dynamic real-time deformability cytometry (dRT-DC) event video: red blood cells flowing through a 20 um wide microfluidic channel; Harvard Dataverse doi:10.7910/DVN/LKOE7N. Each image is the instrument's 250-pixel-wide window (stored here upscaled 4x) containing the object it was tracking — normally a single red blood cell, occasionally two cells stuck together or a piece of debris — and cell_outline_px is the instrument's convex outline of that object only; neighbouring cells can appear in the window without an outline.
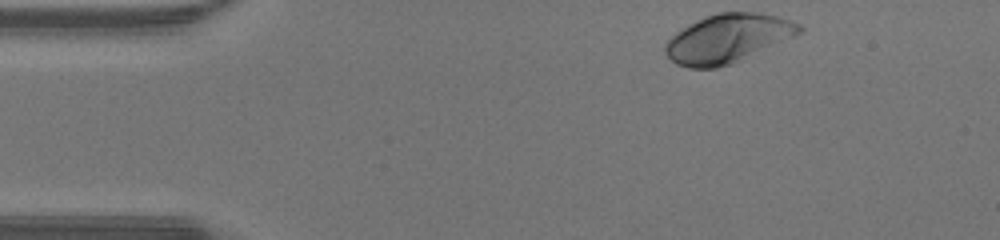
{"species": "human", "species_latin": "Homo sapiens", "temperature_condition": "warm", "stored_images_in_passage": 36, "camera_frame_rate_fps": 3000, "um_per_image_px": 0.085, "donor": {"sex": "male"}, "frame": {"image": 1, "passage_image": 1, "time_ms": 0.0, "image_size_px": [1000, 240], "cell_outline_px": [[804, 28], [800, 32], [792, 36], [732, 64], [716, 68], [688, 68], [676, 64], [664, 52], [664, 44], [676, 32], [696, 20], [704, 16], [720, 12], [760, 12], [776, 16], [800, 24]], "centroid_in_image_um": [61.8, 3.27], "position_along_channel_um": 23.2, "area_um2": 37.63}}
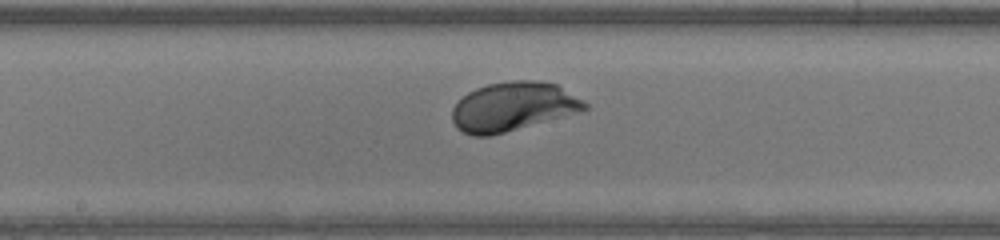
{"frame": {"image": 2, "passage_image": 19, "time_ms": 6.0, "image_size_px": [1000, 240], "cell_outline_px": [[588, 108], [576, 112], [504, 132], [488, 136], [472, 136], [456, 128], [452, 120], [452, 108], [468, 92], [476, 88], [488, 84], [512, 80], [540, 80], [556, 84], [584, 100], [588, 104]], "centroid_in_image_um": [43.58, 9.04], "position_along_channel_um": 204.6, "area_um2": 37.4}}
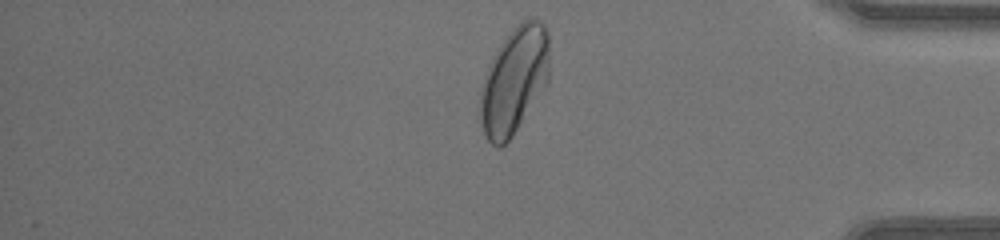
{"frame": {"image": 3, "passage_image": 34, "time_ms": 11.0, "image_size_px": [1000, 240], "cell_outline_px": [[548, 84], [512, 136], [500, 148], [496, 148], [484, 136], [480, 116], [480, 88], [484, 76], [500, 44], [512, 28], [516, 24], [528, 16], [536, 16], [544, 24], [548, 36]], "centroid_in_image_um": [43.71, 6.82], "position_along_channel_um": 391.5, "area_um2": 43.29}, "authors_computed_cell_mechanics": {"area_um2": 37.5411, "velocity_mm_per_s": 4.2957, "shape_relaxation_time_tau1_ms": 1.2953, "shape_relaxation_time_tau2_ms": null, "deformation_change_tau1": 0.1269, "deformation_change_tau2": null}}